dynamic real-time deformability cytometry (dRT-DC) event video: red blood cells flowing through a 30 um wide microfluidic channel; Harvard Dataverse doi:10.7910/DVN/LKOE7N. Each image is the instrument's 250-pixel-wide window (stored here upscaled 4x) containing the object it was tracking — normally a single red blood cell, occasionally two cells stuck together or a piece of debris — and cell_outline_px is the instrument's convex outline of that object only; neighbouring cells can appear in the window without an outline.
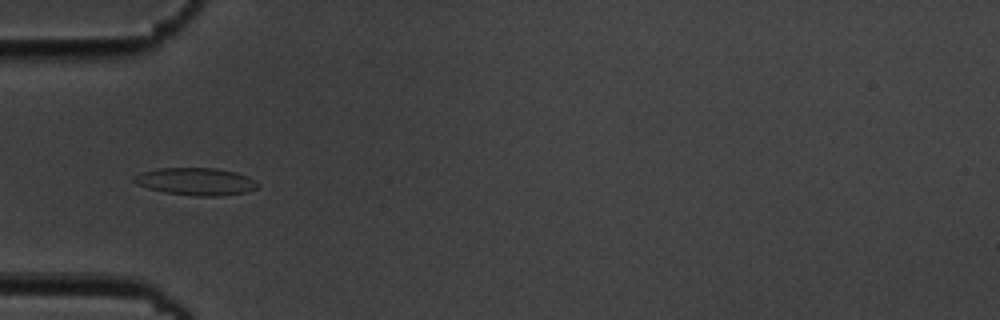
{"species": "common noctule bat (a hibernating species)", "species_latin": "Nyctalus noctula", "temperature_condition": "cold", "stored_images_in_passage": 9, "camera_frame_rate_fps": 3000, "um_per_image_px": 0.085, "animal": {"sex": "male", "body_mass_g": 19.5, "forearm_length_mm": 54.6}, "frame": {"image": 1, "passage_image": 3, "time_ms": 1.667, "image_size_px": [1000, 320], "cell_outline_px": [[260, 184], [256, 188], [244, 192], [220, 196], [200, 196], [164, 192], [148, 188], [136, 184], [132, 180], [136, 176], [144, 172], [160, 168], [216, 168], [236, 172], [248, 176], [256, 180]], "centroid_in_image_um": [16.69, 15.42], "position_along_channel_um": 68.3, "area_um2": 19.59}}
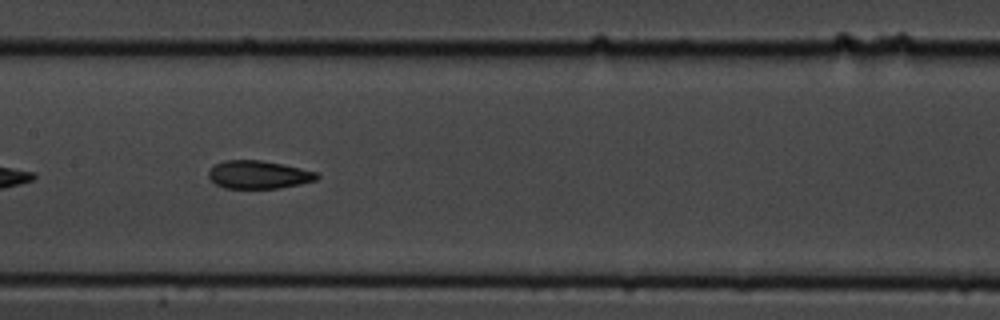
{"frame": {"image": 2, "passage_image": 6, "time_ms": 5.0, "image_size_px": [1000, 320], "cell_outline_px": [[320, 176], [316, 180], [300, 184], [280, 188], [224, 188], [216, 184], [208, 176], [208, 172], [216, 164], [224, 160], [260, 160], [284, 164], [316, 172]], "centroid_in_image_um": [21.99, 14.84], "position_along_channel_um": 185.4, "area_um2": 17.63}}
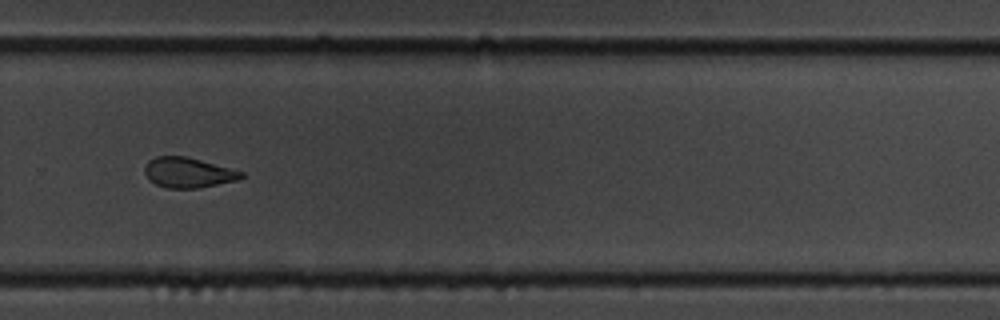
{"frame": {"image": 3, "passage_image": 9, "time_ms": 8.667, "image_size_px": [1000, 320], "cell_outline_px": [[244, 176], [236, 180], [196, 188], [168, 188], [156, 184], [148, 180], [144, 172], [144, 164], [148, 160], [156, 156], [184, 156], [200, 160], [244, 172]], "centroid_in_image_um": [15.92, 14.66], "position_along_channel_um": 313.9, "area_um2": 16.82}}